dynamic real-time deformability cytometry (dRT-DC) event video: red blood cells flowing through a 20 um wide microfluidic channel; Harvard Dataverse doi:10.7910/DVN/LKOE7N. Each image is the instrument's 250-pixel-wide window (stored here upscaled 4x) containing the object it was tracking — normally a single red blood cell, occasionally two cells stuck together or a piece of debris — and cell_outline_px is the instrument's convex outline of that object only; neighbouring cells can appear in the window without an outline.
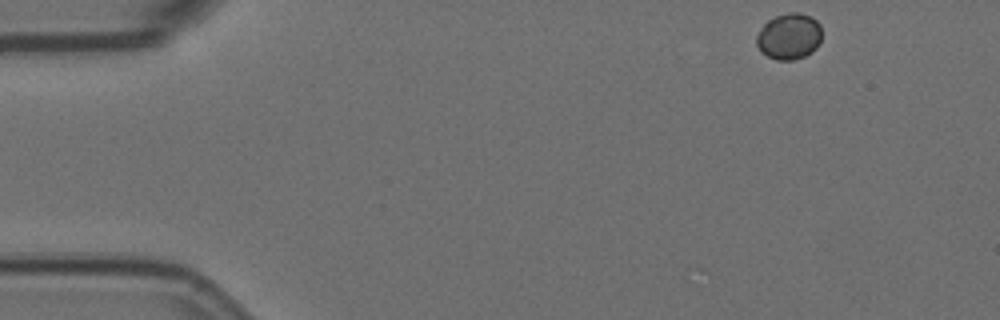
{"species": "Egyptian fruit bat (a non-hibernating species)", "species_latin": "Rousettus aegyptiacus", "temperature_condition": "room temperature", "stored_images_in_passage": 4, "camera_frame_rate_fps": 3000, "um_per_image_px": 0.085, "animal": {"sex": "female"}, "frame": {"image": 1, "passage_image": 1, "time_ms": 0.0, "image_size_px": [1000, 320], "cell_outline_px": [[820, 44], [812, 52], [804, 56], [792, 60], [776, 60], [760, 52], [756, 44], [756, 36], [760, 28], [768, 20], [776, 16], [788, 12], [800, 12], [812, 16], [820, 24]], "centroid_in_image_um": [67.06, 3.08], "position_along_channel_um": 17.9, "area_um2": 17.74}}
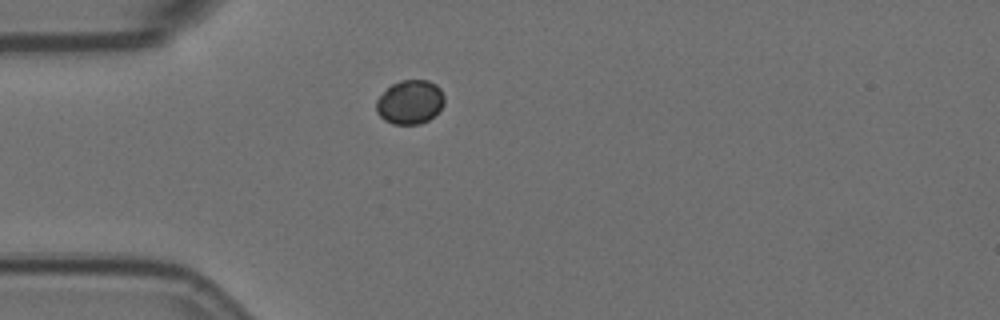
{"frame": {"image": 2, "passage_image": 4, "time_ms": 1.0, "image_size_px": [1000, 320], "cell_outline_px": [[444, 104], [428, 120], [420, 124], [392, 124], [384, 120], [376, 112], [376, 100], [392, 84], [400, 80], [428, 80], [436, 84], [440, 88], [444, 96]], "centroid_in_image_um": [34.84, 8.67], "position_along_channel_um": 50.2, "area_um2": 17.4}}